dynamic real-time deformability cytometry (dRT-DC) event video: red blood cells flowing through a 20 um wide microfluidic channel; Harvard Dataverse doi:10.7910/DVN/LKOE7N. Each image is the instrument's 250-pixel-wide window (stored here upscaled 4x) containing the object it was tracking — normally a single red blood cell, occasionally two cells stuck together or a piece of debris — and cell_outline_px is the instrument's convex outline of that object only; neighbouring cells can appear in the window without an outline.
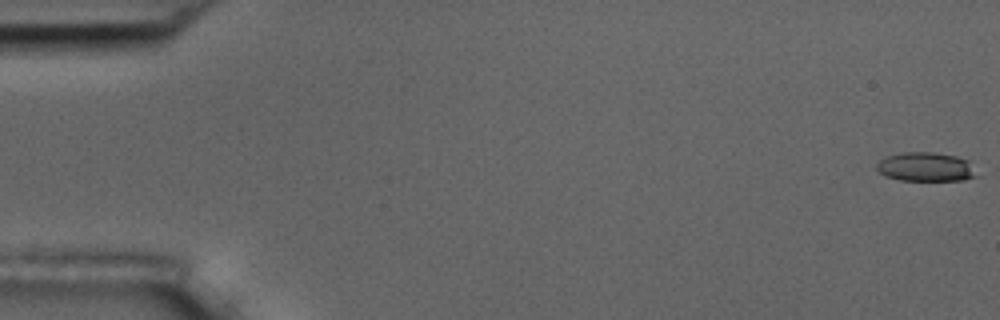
{"species": "common noctule bat (a hibernating species)", "species_latin": "Nyctalus noctula", "temperature_condition": "room temperature", "stored_images_in_passage": 15, "camera_frame_rate_fps": 3000, "um_per_image_px": 0.085, "animal": {"sex": "male", "body_mass_g": 17.5, "forearm_length_mm": 52.3}, "frame": {"image": 1, "passage_image": 1, "time_ms": 0.0, "image_size_px": [1000, 320], "cell_outline_px": [[980, 176], [964, 180], [900, 180], [888, 176], [880, 172], [876, 168], [876, 164], [880, 160], [888, 156], [904, 152], [932, 152], [956, 156], [968, 160]], "centroid_in_image_um": [78.74, 14.19], "position_along_channel_um": 6.3, "area_um2": 16.88}}
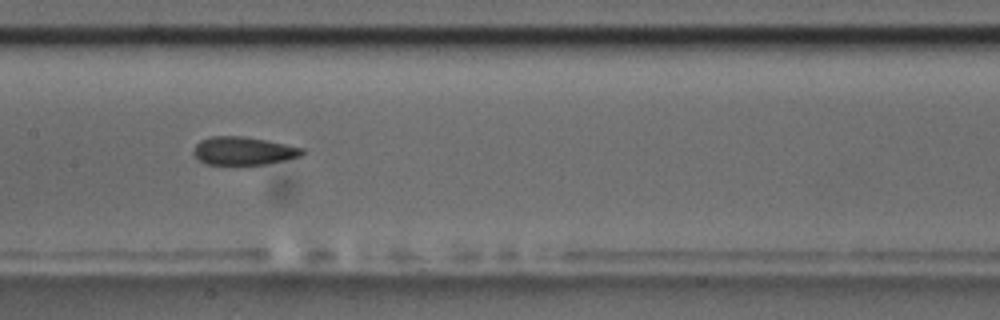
{"frame": {"image": 2, "passage_image": 8, "time_ms": 9.0, "image_size_px": [1000, 320], "cell_outline_px": [[308, 152], [300, 156], [284, 160], [264, 164], [204, 164], [192, 152], [196, 144], [200, 140], [212, 136], [244, 136], [268, 140], [304, 148]], "centroid_in_image_um": [20.72, 12.81], "position_along_channel_um": 186.7, "area_um2": 17.86}}
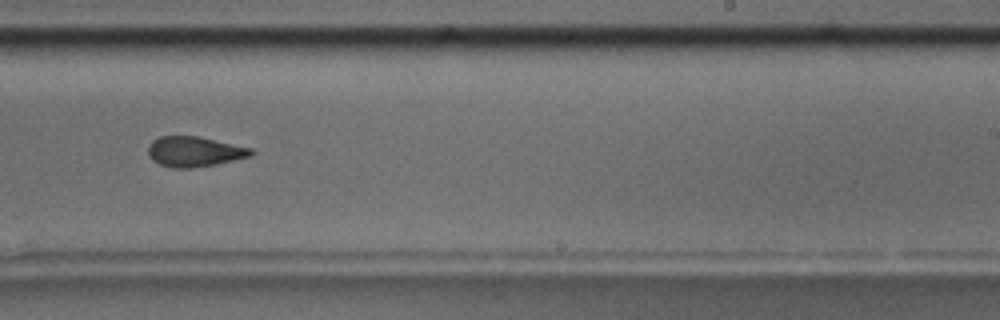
{"frame": {"image": 3, "passage_image": 10, "time_ms": 11.333, "image_size_px": [1000, 320], "cell_outline_px": [[256, 152], [252, 156], [216, 164], [192, 168], [172, 168], [160, 164], [152, 160], [148, 152], [148, 148], [152, 140], [160, 136], [196, 136], [252, 148]], "centroid_in_image_um": [16.54, 12.89], "position_along_channel_um": 272.5, "area_um2": 18.09}, "authors_computed_cell_mechanics": {"area_um2": 18.3804, "velocity_mm_per_s": 3.687, "shape_relaxation_time_tau1_ms": 8.5453, "shape_relaxation_time_tau2_ms": 3.0786, "deformation_change_tau1": 0.2066, "deformation_change_tau2": 0.1123}}